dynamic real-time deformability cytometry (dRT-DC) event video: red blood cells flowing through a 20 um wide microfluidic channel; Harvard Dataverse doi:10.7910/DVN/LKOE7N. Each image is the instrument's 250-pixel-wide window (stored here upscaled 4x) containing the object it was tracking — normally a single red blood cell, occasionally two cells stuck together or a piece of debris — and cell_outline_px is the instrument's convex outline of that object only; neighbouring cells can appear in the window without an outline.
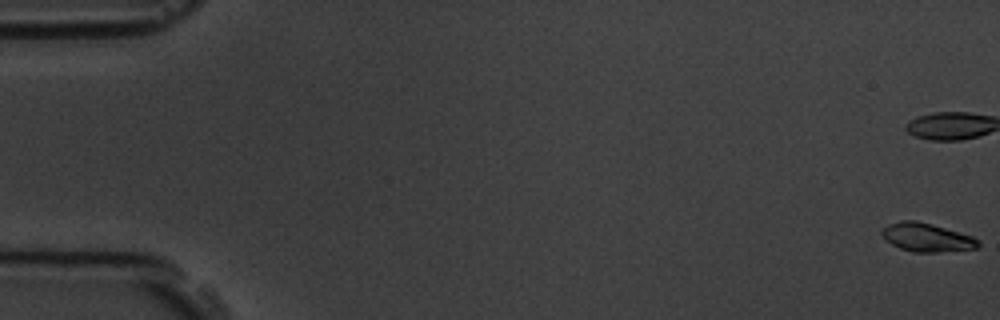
{"species": "common noctule bat (a hibernating species)", "species_latin": "Nyctalus noctula", "temperature_condition": "room temperature", "stored_images_in_passage": 4, "camera_frame_rate_fps": 3000, "um_per_image_px": 0.085, "animal": {"sex": "male", "body_mass_g": 19.5, "forearm_length_mm": 54.6}, "frame": {"image": 1, "passage_image": 1, "time_ms": 0.0, "image_size_px": [1000, 320], "cell_outline_px": [[980, 244], [976, 248], [936, 252], [912, 252], [900, 248], [884, 240], [880, 236], [880, 232], [888, 224], [900, 220], [916, 220], [932, 224], [972, 236], [980, 240]], "centroid_in_image_um": [78.73, 20.17], "position_along_channel_um": 6.3, "area_um2": 16.07}}